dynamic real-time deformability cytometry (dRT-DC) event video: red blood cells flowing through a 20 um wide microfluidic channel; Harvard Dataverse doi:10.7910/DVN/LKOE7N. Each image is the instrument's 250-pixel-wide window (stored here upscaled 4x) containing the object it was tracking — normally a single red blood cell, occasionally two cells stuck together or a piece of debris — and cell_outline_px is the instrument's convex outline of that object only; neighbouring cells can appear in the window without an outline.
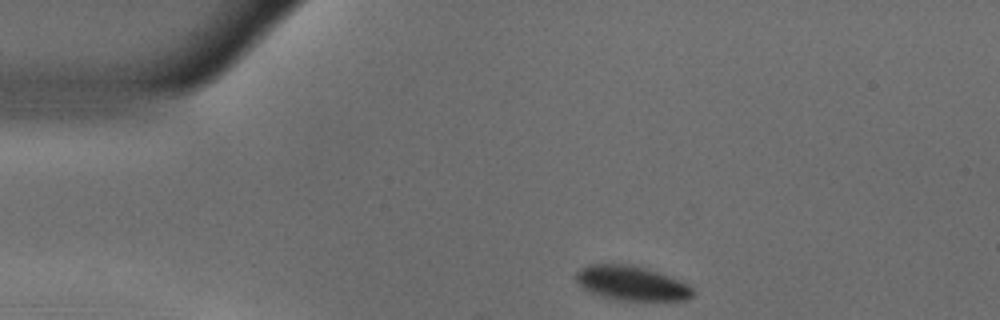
{"species": "common noctule bat (a hibernating species)", "species_latin": "Nyctalus noctula", "temperature_condition": "warm", "stored_images_in_passage": 46, "camera_frame_rate_fps": 3000, "um_per_image_px": 0.085, "animal": {"sex": "male", "body_mass_g": 18.8}, "frame": {"image": 1, "passage_image": 1, "time_ms": 0.0, "image_size_px": [1000, 320], "cell_outline_px": [[696, 292], [692, 296], [684, 300], [616, 300], [592, 292], [584, 288], [576, 280], [576, 272], [580, 268], [588, 264], [620, 264], [644, 268], [680, 280], [688, 284]], "centroid_in_image_um": [53.69, 24.07], "position_along_channel_um": 31.3, "area_um2": 23.06}}
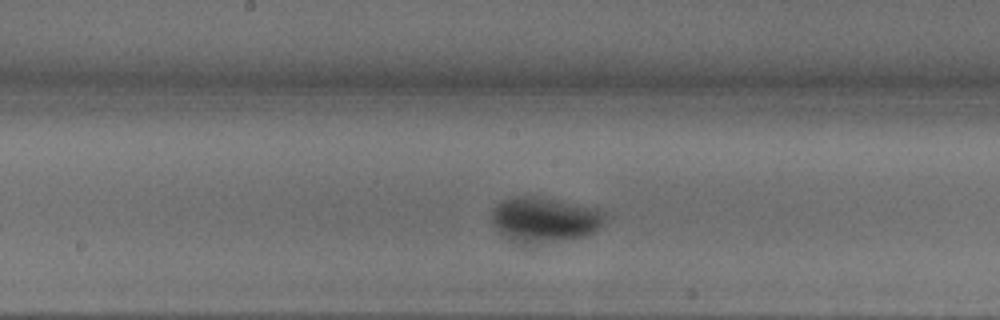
{"frame": {"image": 2, "passage_image": 19, "time_ms": 6.0, "image_size_px": [1000, 320], "cell_outline_px": [[604, 220], [600, 228], [596, 232], [588, 236], [560, 240], [524, 244], [516, 244], [500, 232], [492, 224], [492, 208], [496, 204], [512, 196], [532, 196], [552, 200], [604, 212]], "centroid_in_image_um": [46.21, 18.7], "position_along_channel_um": 202.0, "area_um2": 29.13}}
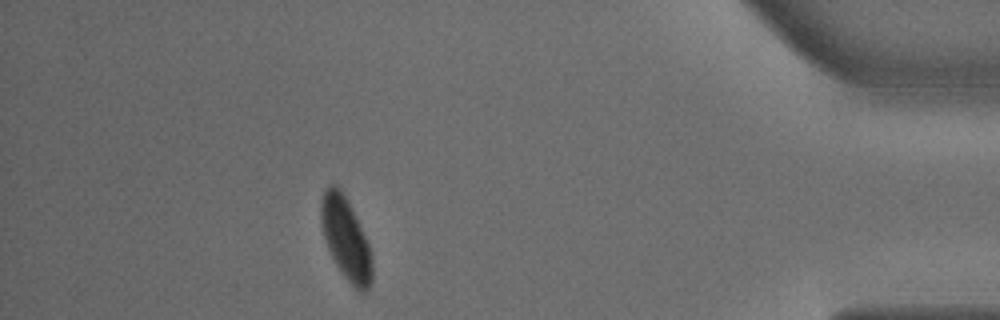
{"frame": {"image": 3, "passage_image": 40, "time_ms": 13.0, "image_size_px": [1000, 320], "cell_outline_px": [[372, 280], [368, 288], [364, 292], [360, 292], [344, 276], [336, 264], [328, 248], [324, 236], [320, 220], [320, 200], [324, 188], [328, 184], [336, 184], [344, 192], [368, 244], [372, 256]], "centroid_in_image_um": [29.37, 20.22], "position_along_channel_um": 405.8, "area_um2": 24.33}, "authors_computed_cell_mechanics": {"area_um2": 26.5013, "velocity_mm_per_s": 3.6218, "shape_relaxation_time_tau1_ms": 4.0396, "shape_relaxation_time_tau2_ms": null, "deformation_change_tau1": 0.1412, "deformation_change_tau2": null}}